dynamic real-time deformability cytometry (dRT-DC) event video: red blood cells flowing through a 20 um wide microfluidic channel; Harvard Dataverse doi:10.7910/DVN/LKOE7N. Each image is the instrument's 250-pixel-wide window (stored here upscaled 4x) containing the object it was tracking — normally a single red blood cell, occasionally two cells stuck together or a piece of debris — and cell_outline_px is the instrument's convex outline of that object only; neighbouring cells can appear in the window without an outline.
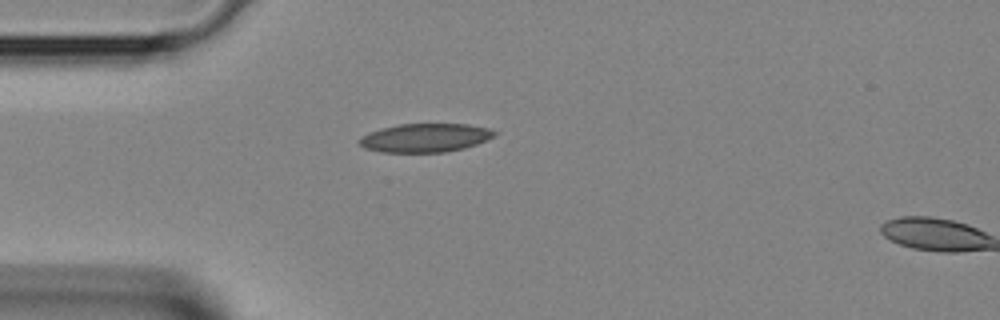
{"species": "Egyptian fruit bat (a non-hibernating species)", "species_latin": "Rousettus aegyptiacus", "temperature_condition": "room temperature", "stored_images_in_passage": 4, "segment_of_instrument_passage": [1, 2], "camera_frame_rate_fps": 3000, "um_per_image_px": 0.085, "animal": {"sex": "female"}, "frame": {"image": 1, "passage_image": 3, "time_ms": 0.667, "image_size_px": [1000, 320], "cell_outline_px": [[496, 136], [476, 144], [464, 148], [444, 152], [380, 152], [364, 148], [356, 140], [360, 136], [368, 132], [380, 128], [400, 124], [468, 124], [488, 128], [496, 132]], "centroid_in_image_um": [36.09, 11.71], "position_along_channel_um": 48.9, "area_um2": 22.66}}